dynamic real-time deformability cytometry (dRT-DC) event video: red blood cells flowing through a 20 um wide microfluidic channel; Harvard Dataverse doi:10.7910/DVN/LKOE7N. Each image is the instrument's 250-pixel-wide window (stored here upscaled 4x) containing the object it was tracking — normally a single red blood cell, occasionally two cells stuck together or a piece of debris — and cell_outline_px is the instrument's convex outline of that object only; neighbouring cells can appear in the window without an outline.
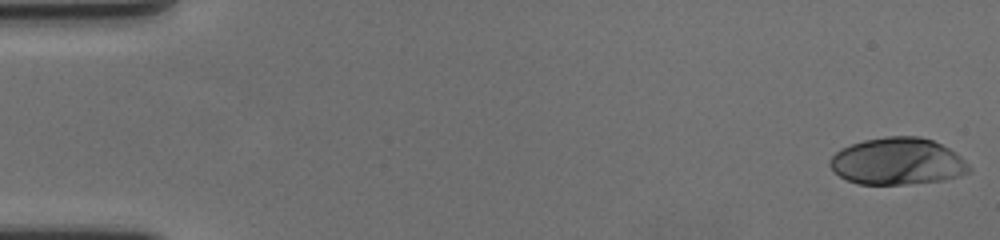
{"species": "human", "species_latin": "Homo sapiens", "temperature_condition": "cold", "stored_images_in_passage": 57, "camera_frame_rate_fps": 3000, "um_per_image_px": 0.085, "donor": {"sex": "female"}, "frame": {"image": 1, "passage_image": 1, "time_ms": 0.0, "image_size_px": [1000, 240], "cell_outline_px": [[972, 172], [960, 176], [944, 180], [908, 184], [860, 184], [848, 180], [832, 172], [828, 164], [828, 160], [840, 148], [864, 140], [884, 136], [920, 136], [932, 140], [956, 152], [972, 168]], "centroid_in_image_um": [76.29, 13.72], "position_along_channel_um": 8.7, "area_um2": 38.38}}
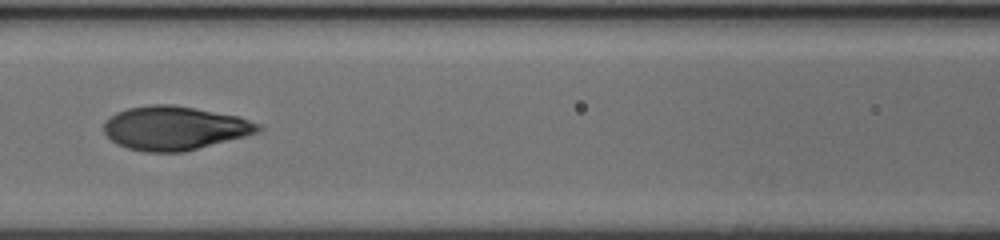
{"frame": {"image": 2, "passage_image": 27, "time_ms": 8.667, "image_size_px": [1000, 240], "cell_outline_px": [[264, 128], [260, 132], [184, 152], [144, 152], [128, 148], [116, 144], [104, 132], [104, 124], [116, 112], [128, 108], [152, 104], [172, 104], [196, 108], [240, 116], [260, 124]], "centroid_in_image_um": [14.88, 10.88], "position_along_channel_um": 151.7, "area_um2": 39.48}}
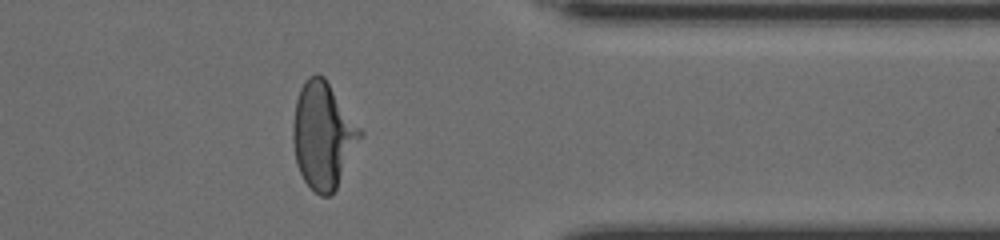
{"frame": {"image": 3, "passage_image": 48, "time_ms": 15.667, "image_size_px": [1000, 240], "cell_outline_px": [[364, 132], [336, 188], [328, 196], [320, 196], [304, 180], [296, 164], [292, 140], [292, 124], [296, 100], [300, 88], [304, 80], [308, 76], [316, 72], [324, 76]], "centroid_in_image_um": [27.44, 11.46], "position_along_channel_um": 384.0, "area_um2": 41.62}, "authors_computed_cell_mechanics": {"area_um2": 39.1884, "velocity_mm_per_s": 3.4968, "shape_relaxation_time_tau1_ms": 4.8743, "shape_relaxation_time_tau2_ms": null, "deformation_change_tau1": 0.2231, "deformation_change_tau2": null}}